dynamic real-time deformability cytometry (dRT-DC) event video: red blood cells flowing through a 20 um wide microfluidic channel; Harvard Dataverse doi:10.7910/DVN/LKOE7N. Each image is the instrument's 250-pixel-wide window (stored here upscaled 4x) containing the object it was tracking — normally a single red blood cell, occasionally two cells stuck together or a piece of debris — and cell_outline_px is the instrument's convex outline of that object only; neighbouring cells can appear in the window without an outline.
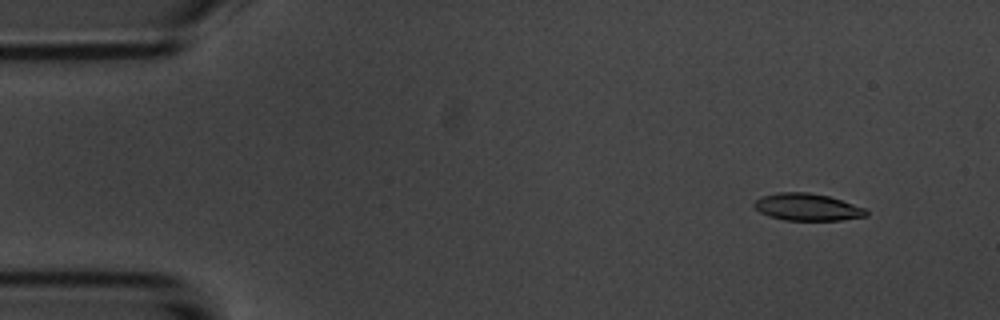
{"species": "common noctule bat (a hibernating species)", "species_latin": "Nyctalus noctula", "temperature_condition": "room temperature", "stored_images_in_passage": 54, "camera_frame_rate_fps": 3000, "um_per_image_px": 0.085, "animal": {"sex": "male", "body_mass_g": 20.1, "forearm_length_mm": 53.5}, "frame": {"image": 1, "passage_image": 5, "time_ms": 1.333, "image_size_px": [1000, 320], "cell_outline_px": [[868, 216], [840, 220], [784, 220], [768, 216], [760, 212], [752, 204], [756, 200], [764, 196], [780, 192], [808, 192], [828, 196], [864, 208], [868, 212]], "centroid_in_image_um": [68.61, 17.61], "position_along_channel_um": 16.4, "area_um2": 17.51}}
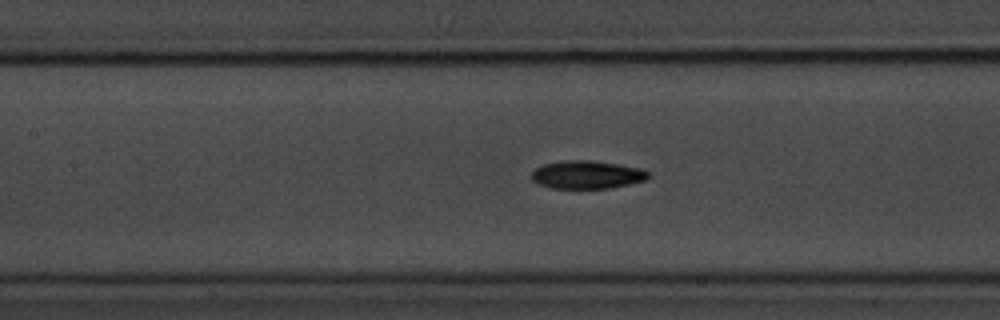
{"frame": {"image": 2, "passage_image": 24, "time_ms": 7.667, "image_size_px": [1000, 320], "cell_outline_px": [[652, 176], [648, 180], [608, 188], [552, 188], [540, 184], [532, 180], [532, 172], [536, 168], [544, 164], [564, 160], [592, 160], [640, 168], [648, 172]], "centroid_in_image_um": [49.92, 14.84], "position_along_channel_um": 157.5, "area_um2": 19.02}}
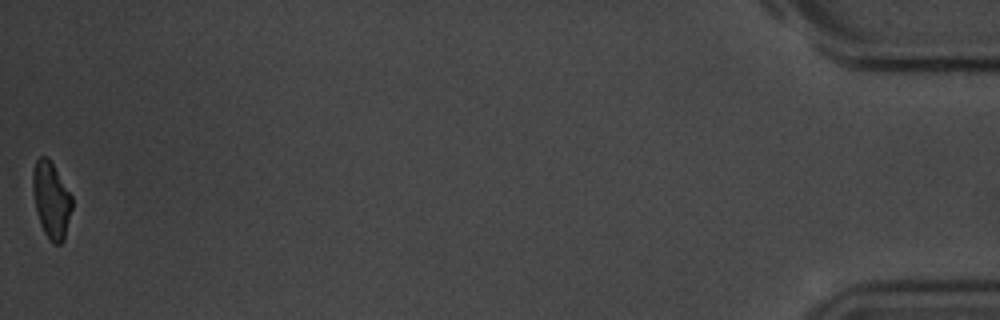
{"frame": {"image": 3, "passage_image": 54, "time_ms": 17.667, "image_size_px": [1000, 320], "cell_outline_px": [[72, 208], [64, 240], [60, 244], [52, 244], [44, 232], [40, 224], [32, 192], [32, 172], [36, 160], [40, 156], [48, 156], [72, 196]], "centroid_in_image_um": [4.35, 16.99], "position_along_channel_um": 430.9, "area_um2": 17.51}, "authors_computed_cell_mechanics": {"area_um2": 18.5538, "velocity_mm_per_s": 3.721, "shape_relaxation_time_tau1_ms": 2.8364, "shape_relaxation_time_tau2_ms": 10.5825, "deformation_change_tau1": 0.1336, "deformation_change_tau2": 0.1555}}